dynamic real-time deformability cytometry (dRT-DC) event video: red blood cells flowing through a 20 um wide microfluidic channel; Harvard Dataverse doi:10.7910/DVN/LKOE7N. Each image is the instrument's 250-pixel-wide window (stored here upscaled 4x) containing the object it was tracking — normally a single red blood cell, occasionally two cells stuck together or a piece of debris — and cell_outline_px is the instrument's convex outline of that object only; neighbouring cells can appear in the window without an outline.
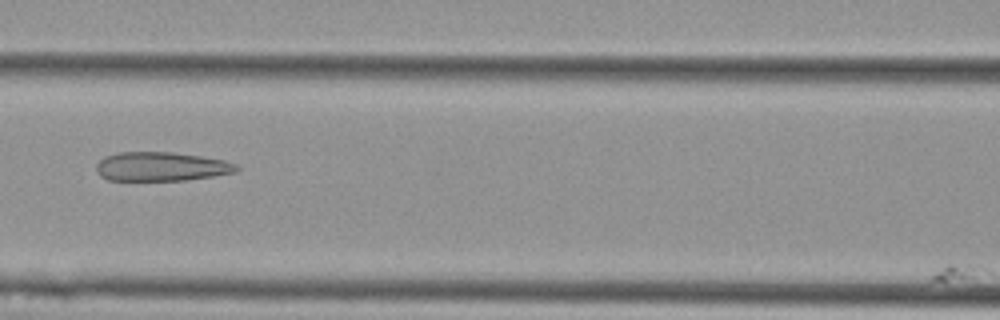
{"species": "Egyptian fruit bat (a non-hibernating species)", "species_latin": "Rousettus aegyptiacus", "temperature_condition": "cold", "stored_images_in_passage": 6, "camera_frame_rate_fps": 3000, "um_per_image_px": 0.085, "animal": {"sex": "female"}, "frame": {"image": 1, "passage_image": 4, "time_ms": 1.0, "image_size_px": [1000, 320], "cell_outline_px": [[240, 168], [236, 172], [212, 176], [184, 180], [108, 180], [100, 176], [96, 172], [96, 164], [104, 156], [120, 152], [172, 152], [200, 156], [224, 160], [236, 164]], "centroid_in_image_um": [13.68, 14.15], "position_along_channel_um": 152.9, "area_um2": 23.7}}
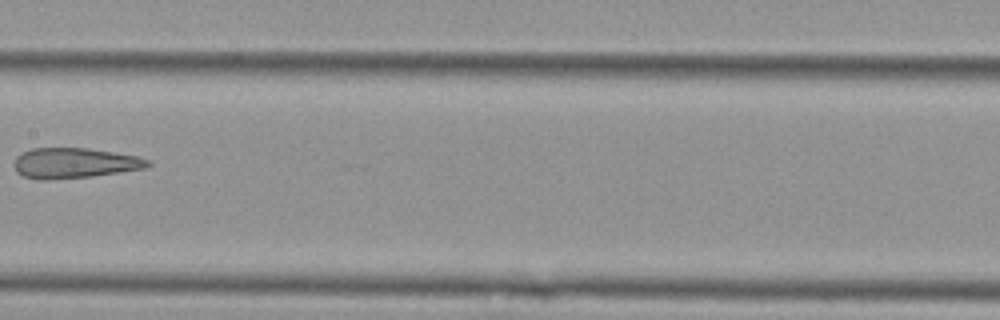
{"frame": {"image": 2, "passage_image": 5, "time_ms": 1.333, "image_size_px": [1000, 320], "cell_outline_px": [[152, 164], [148, 168], [92, 176], [48, 180], [36, 180], [20, 176], [16, 172], [12, 164], [16, 156], [20, 152], [32, 148], [88, 148], [136, 156], [152, 160]], "centroid_in_image_um": [6.28, 13.87], "position_along_channel_um": 201.1, "area_um2": 24.1}}
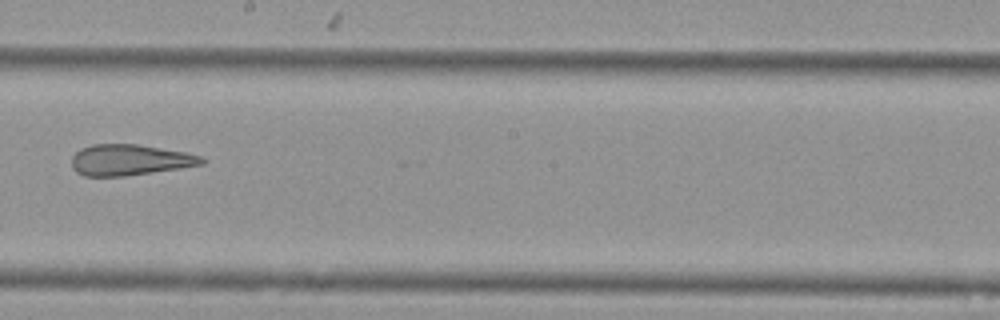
{"frame": {"image": 3, "passage_image": 6, "time_ms": 1.667, "image_size_px": [1000, 320], "cell_outline_px": [[208, 160], [204, 164], [180, 168], [124, 176], [84, 176], [76, 172], [72, 168], [72, 156], [80, 148], [92, 144], [136, 144], [184, 152], [200, 156]], "centroid_in_image_um": [11.01, 13.59], "position_along_channel_um": 237.2, "area_um2": 23.41}}